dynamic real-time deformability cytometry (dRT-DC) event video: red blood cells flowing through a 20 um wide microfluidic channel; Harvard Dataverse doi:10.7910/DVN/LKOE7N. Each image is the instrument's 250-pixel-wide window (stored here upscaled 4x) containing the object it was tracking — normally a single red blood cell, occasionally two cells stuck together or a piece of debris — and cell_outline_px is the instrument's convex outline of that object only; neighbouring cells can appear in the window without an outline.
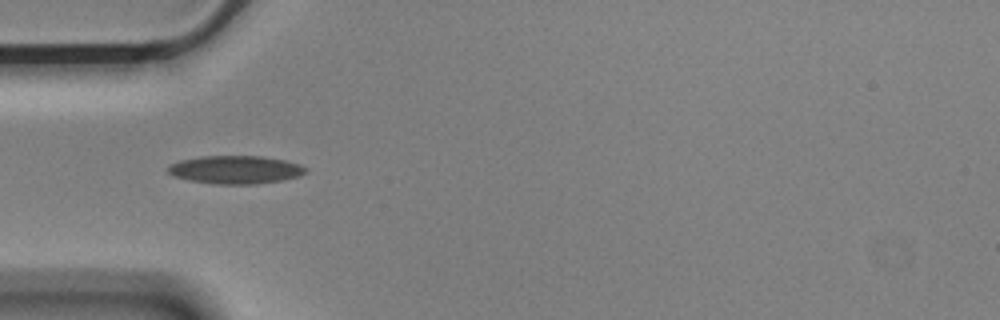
{"species": "Egyptian fruit bat (a non-hibernating species)", "species_latin": "Rousettus aegyptiacus", "temperature_condition": "cold", "stored_images_in_passage": 11, "camera_frame_rate_fps": 3000, "um_per_image_px": 0.085, "animal": {"sex": "male"}, "frame": {"image": 1, "passage_image": 4, "time_ms": 1.0, "image_size_px": [1000, 320], "cell_outline_px": [[308, 172], [300, 176], [284, 180], [256, 184], [212, 184], [188, 180], [172, 176], [168, 172], [168, 164], [180, 160], [204, 156], [260, 156], [284, 160], [300, 164], [308, 168]], "centroid_in_image_um": [20.03, 14.43], "position_along_channel_um": 65.0, "area_um2": 22.83}}
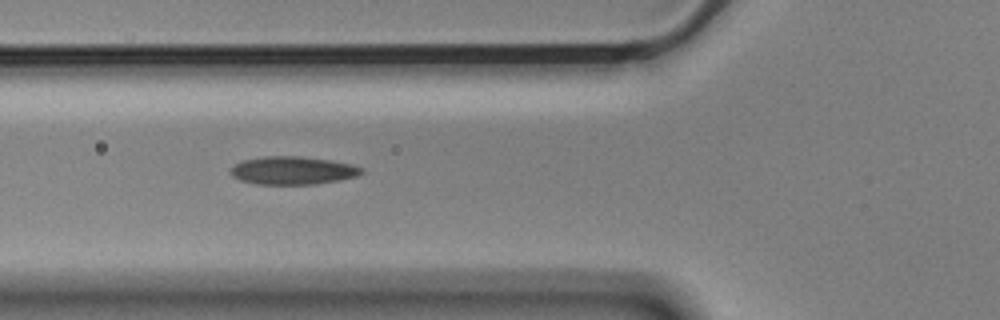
{"frame": {"image": 2, "passage_image": 7, "time_ms": 2.0, "image_size_px": [1000, 320], "cell_outline_px": [[364, 172], [356, 176], [336, 180], [312, 184], [256, 184], [240, 180], [232, 176], [228, 172], [236, 164], [244, 160], [264, 156], [300, 156], [332, 160], [352, 164], [364, 168]], "centroid_in_image_um": [24.88, 14.48], "position_along_channel_um": 100.9, "area_um2": 21.33}}